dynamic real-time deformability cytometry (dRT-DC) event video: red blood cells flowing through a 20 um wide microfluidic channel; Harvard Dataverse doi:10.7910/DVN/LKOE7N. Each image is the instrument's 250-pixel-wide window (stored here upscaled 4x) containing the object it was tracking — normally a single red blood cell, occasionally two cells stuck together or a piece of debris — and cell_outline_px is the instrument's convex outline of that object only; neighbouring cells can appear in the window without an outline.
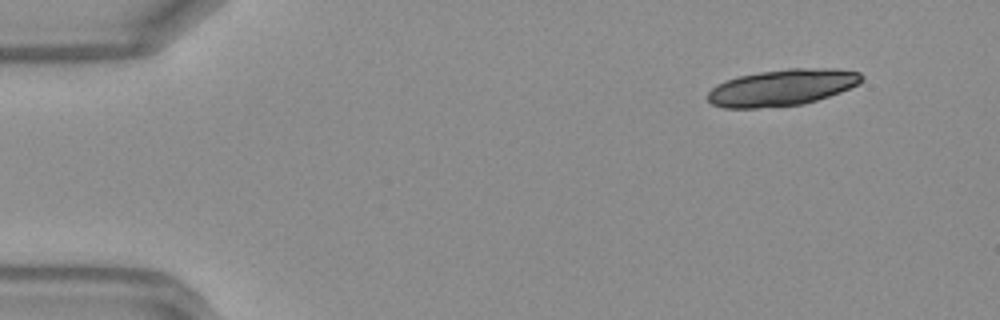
{"species": "Egyptian fruit bat (a non-hibernating species)", "species_latin": "Rousettus aegyptiacus", "temperature_condition": "warm", "stored_images_in_passage": 13, "camera_frame_rate_fps": 3000, "um_per_image_px": 0.085, "frame": {"image": 1, "passage_image": 1, "time_ms": 0.0, "image_size_px": [1000, 320], "cell_outline_px": [[864, 80], [860, 84], [840, 92], [804, 104], [756, 108], [724, 108], [712, 104], [708, 100], [708, 92], [716, 84], [724, 80], [740, 76], [760, 72], [788, 68], [836, 68], [860, 72], [864, 76]], "centroid_in_image_um": [66.51, 7.43], "position_along_channel_um": 18.5, "area_um2": 32.89}}